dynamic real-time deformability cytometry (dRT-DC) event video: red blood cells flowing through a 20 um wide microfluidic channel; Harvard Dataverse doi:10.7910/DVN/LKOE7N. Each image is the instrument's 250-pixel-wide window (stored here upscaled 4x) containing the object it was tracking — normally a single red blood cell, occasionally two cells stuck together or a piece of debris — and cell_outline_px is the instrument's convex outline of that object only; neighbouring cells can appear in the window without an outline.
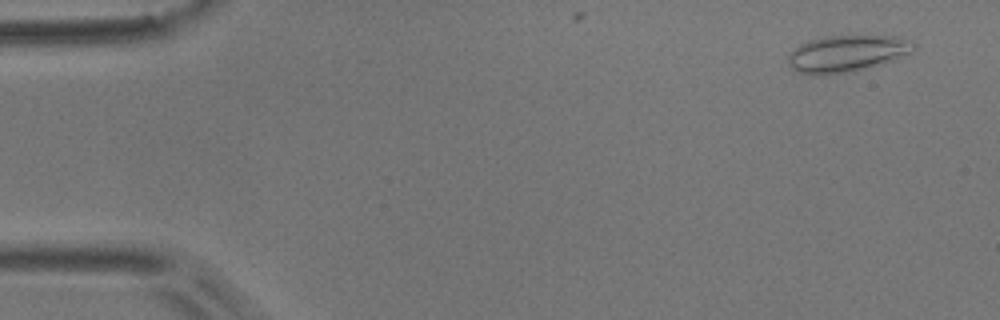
{"species": "common noctule bat (a hibernating species)", "species_latin": "Nyctalus noctula", "temperature_condition": "room temperature", "stored_images_in_passage": 3, "camera_frame_rate_fps": 3000, "um_per_image_px": 0.085, "animal": {"sex": "male", "body_mass_g": 17.9}, "frame": {"image": 1, "passage_image": 1, "time_ms": 0.0, "image_size_px": [1000, 320], "cell_outline_px": [[916, 48], [908, 52], [880, 64], [852, 72], [824, 76], [808, 76], [792, 68], [788, 64], [788, 56], [800, 44], [824, 36], [892, 36], [908, 40], [916, 44]], "centroid_in_image_um": [71.91, 4.58], "position_along_channel_um": 13.1, "area_um2": 26.59}}